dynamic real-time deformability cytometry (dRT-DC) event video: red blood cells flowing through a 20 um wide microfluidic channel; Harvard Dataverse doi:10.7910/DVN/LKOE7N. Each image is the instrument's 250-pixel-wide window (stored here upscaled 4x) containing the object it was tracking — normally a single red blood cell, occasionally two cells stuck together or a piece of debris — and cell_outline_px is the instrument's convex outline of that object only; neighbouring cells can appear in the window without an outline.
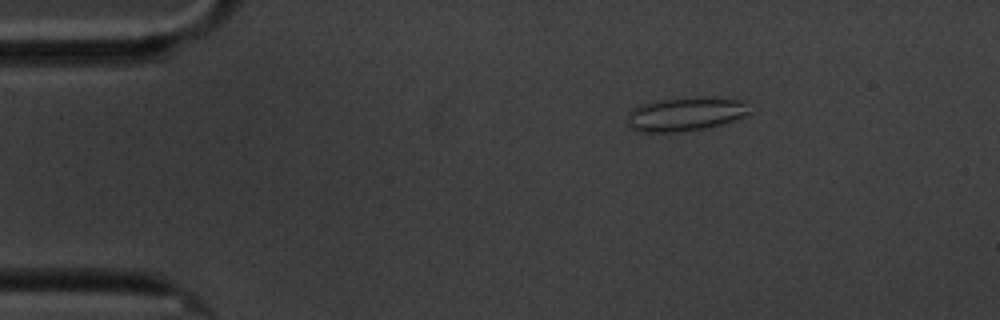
{"species": "common noctule bat (a hibernating species)", "species_latin": "Nyctalus noctula", "temperature_condition": "cold", "stored_images_in_passage": 3, "camera_frame_rate_fps": 3000, "um_per_image_px": 0.085, "animal": {"sex": "male", "body_mass_g": 20.1, "forearm_length_mm": 53.5}, "frame": {"image": 1, "passage_image": 1, "time_ms": 0.0, "image_size_px": [1000, 320], "cell_outline_px": [[748, 112], [744, 116], [724, 124], [704, 128], [680, 132], [636, 132], [628, 128], [628, 112], [632, 108], [652, 100], [688, 96], [716, 96], [744, 100]], "centroid_in_image_um": [58.22, 9.67], "position_along_channel_um": 26.8, "area_um2": 24.85}}